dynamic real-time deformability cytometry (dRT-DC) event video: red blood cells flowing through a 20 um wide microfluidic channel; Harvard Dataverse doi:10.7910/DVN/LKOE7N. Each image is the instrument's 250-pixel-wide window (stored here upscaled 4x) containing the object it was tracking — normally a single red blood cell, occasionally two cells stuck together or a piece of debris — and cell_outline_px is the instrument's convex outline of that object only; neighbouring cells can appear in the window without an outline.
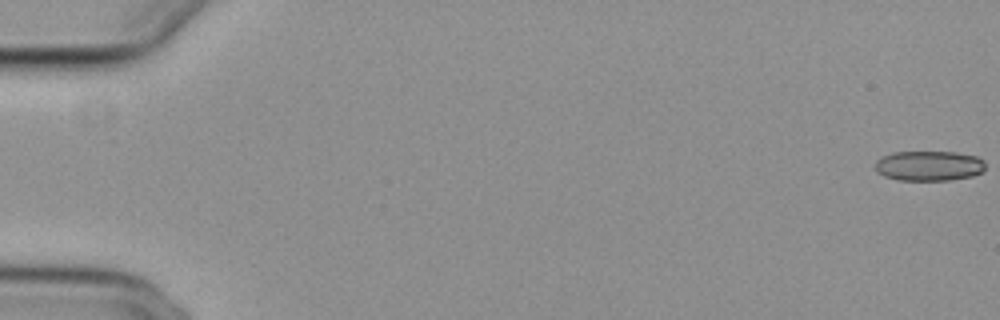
{"species": "common noctule bat (a hibernating species)", "species_latin": "Nyctalus noctula", "temperature_condition": "cold", "stored_images_in_passage": 57, "camera_frame_rate_fps": 3000, "um_per_image_px": 0.085, "animal": {"sex": "female", "body_mass_g": 29.2, "forearm_length_mm": 56.3}, "frame": {"image": 1, "passage_image": 1, "time_ms": 0.0, "image_size_px": [1000, 320], "cell_outline_px": [[984, 172], [972, 176], [948, 180], [896, 180], [884, 176], [876, 172], [876, 160], [892, 152], [956, 152], [976, 156], [984, 160]], "centroid_in_image_um": [78.97, 14.1], "position_along_channel_um": 6.0, "area_um2": 19.36}}
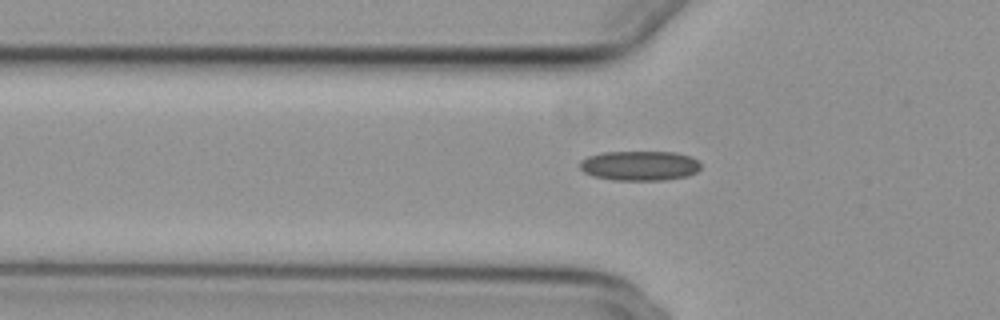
{"frame": {"image": 2, "passage_image": 20, "time_ms": 6.333, "image_size_px": [1000, 320], "cell_outline_px": [[700, 168], [696, 172], [688, 176], [664, 180], [612, 180], [592, 176], [584, 172], [580, 168], [580, 160], [588, 156], [604, 152], [676, 152], [692, 156], [700, 164]], "centroid_in_image_um": [54.37, 14.08], "position_along_channel_um": 71.4, "area_um2": 21.1}}
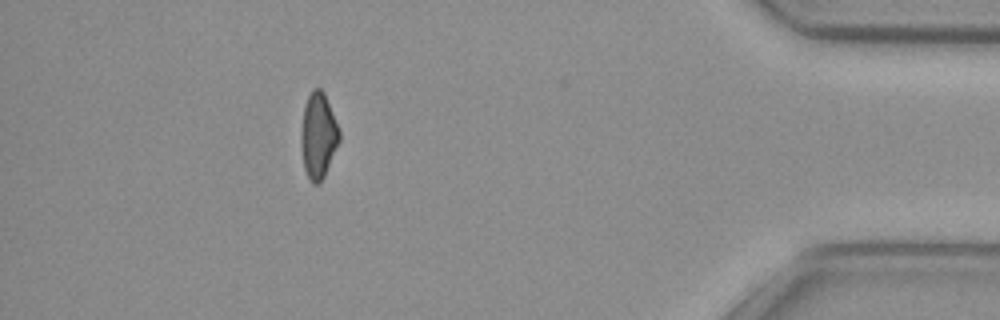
{"frame": {"image": 3, "passage_image": 51, "time_ms": 16.667, "image_size_px": [1000, 320], "cell_outline_px": [[340, 140], [324, 176], [316, 184], [312, 184], [304, 168], [300, 140], [300, 132], [304, 104], [312, 88], [320, 88], [324, 92], [340, 132]], "centroid_in_image_um": [27.03, 11.49], "position_along_channel_um": 408.2, "area_um2": 19.02}, "authors_computed_cell_mechanics": {"area_um2": 19.9988, "velocity_mm_per_s": 3.7516, "shape_relaxation_time_tau1_ms": null, "shape_relaxation_time_tau2_ms": 5.5567, "deformation_change_tau1": null, "deformation_change_tau2": 0.1098}}